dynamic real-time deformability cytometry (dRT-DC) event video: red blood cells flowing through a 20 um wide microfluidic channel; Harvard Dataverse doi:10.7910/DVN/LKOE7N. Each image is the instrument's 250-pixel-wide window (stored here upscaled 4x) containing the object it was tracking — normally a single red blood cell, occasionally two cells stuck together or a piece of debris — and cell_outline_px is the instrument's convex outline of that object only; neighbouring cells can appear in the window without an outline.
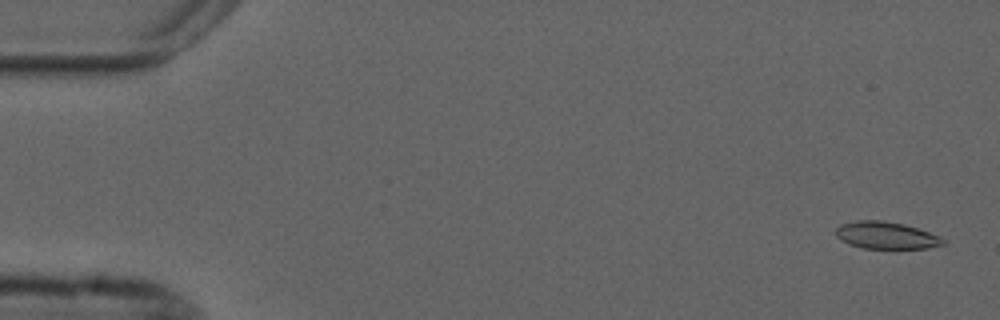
{"species": "common noctule bat (a hibernating species)", "species_latin": "Nyctalus noctula", "temperature_condition": "cold", "stored_images_in_passage": 5, "camera_frame_rate_fps": 3000, "um_per_image_px": 0.085, "animal": {"sex": "male", "forearm_length_mm": 52.5}, "frame": {"image": 1, "passage_image": 1, "time_ms": 0.0, "image_size_px": [1000, 320], "cell_outline_px": [[948, 244], [928, 248], [864, 248], [848, 244], [840, 240], [836, 236], [836, 228], [840, 224], [856, 220], [880, 220], [904, 224], [928, 232], [944, 240]], "centroid_in_image_um": [75.28, 20.0], "position_along_channel_um": 9.7, "area_um2": 16.88}}